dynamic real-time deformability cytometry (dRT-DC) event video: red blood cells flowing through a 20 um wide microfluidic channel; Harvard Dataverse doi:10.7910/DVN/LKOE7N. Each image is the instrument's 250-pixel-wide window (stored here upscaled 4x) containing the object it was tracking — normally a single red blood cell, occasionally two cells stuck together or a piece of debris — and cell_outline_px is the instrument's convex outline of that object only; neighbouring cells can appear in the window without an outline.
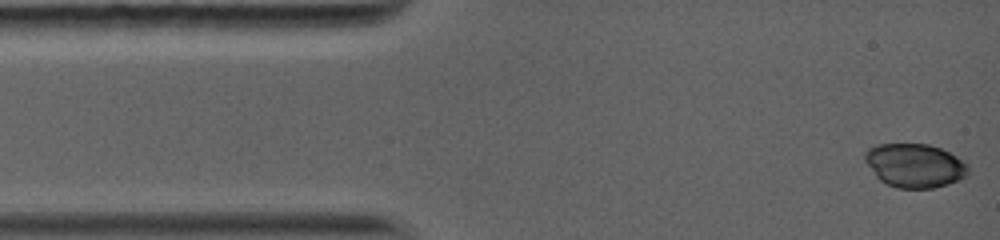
{"species": "common noctule bat (a hibernating species)", "species_latin": "Nyctalus noctula", "temperature_condition": "warm", "stored_images_in_passage": 35, "camera_frame_rate_fps": 5000, "um_per_image_px": 0.085, "animal": {"sex": "female", "body_mass_g": 19.0, "forearm_length_mm": 56.7}, "frame": {"image": 1, "passage_image": 1, "time_ms": 0.0, "image_size_px": [1000, 240], "cell_outline_px": [[968, 172], [960, 180], [948, 184], [932, 188], [896, 188], [880, 180], [876, 176], [864, 160], [864, 152], [868, 148], [876, 144], [928, 144], [940, 148], [964, 160], [968, 164]], "centroid_in_image_um": [77.75, 14.06], "position_along_channel_um": 7.3, "area_um2": 26.41}}
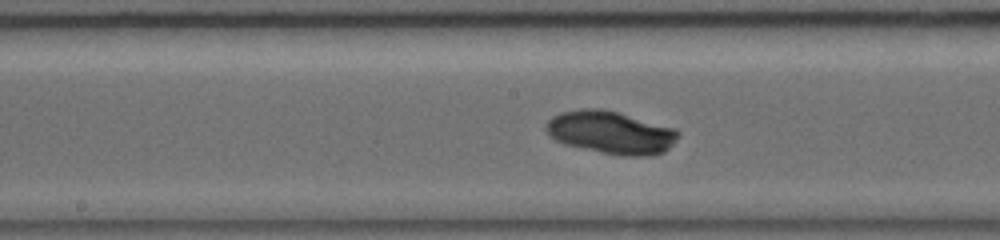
{"frame": {"image": 2, "passage_image": 20, "time_ms": 6.4, "image_size_px": [1000, 240], "cell_outline_px": [[680, 136], [664, 152], [652, 156], [624, 156], [600, 152], [564, 144], [548, 136], [544, 128], [544, 124], [552, 116], [560, 112], [584, 108], [604, 108], [676, 128], [680, 132]], "centroid_in_image_um": [51.91, 11.25], "position_along_channel_um": 196.3, "area_um2": 33.41}}
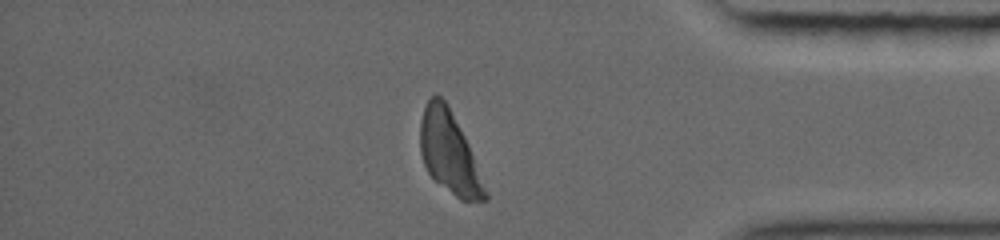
{"frame": {"image": 3, "passage_image": 35, "time_ms": 11.8, "image_size_px": [1000, 240], "cell_outline_px": [[488, 200], [460, 200], [436, 180], [428, 172], [424, 164], [420, 152], [420, 120], [424, 108], [428, 100], [436, 92], [448, 104], [468, 144], [488, 192]], "centroid_in_image_um": [38.17, 12.95], "position_along_channel_um": 397.0, "area_um2": 30.46}}